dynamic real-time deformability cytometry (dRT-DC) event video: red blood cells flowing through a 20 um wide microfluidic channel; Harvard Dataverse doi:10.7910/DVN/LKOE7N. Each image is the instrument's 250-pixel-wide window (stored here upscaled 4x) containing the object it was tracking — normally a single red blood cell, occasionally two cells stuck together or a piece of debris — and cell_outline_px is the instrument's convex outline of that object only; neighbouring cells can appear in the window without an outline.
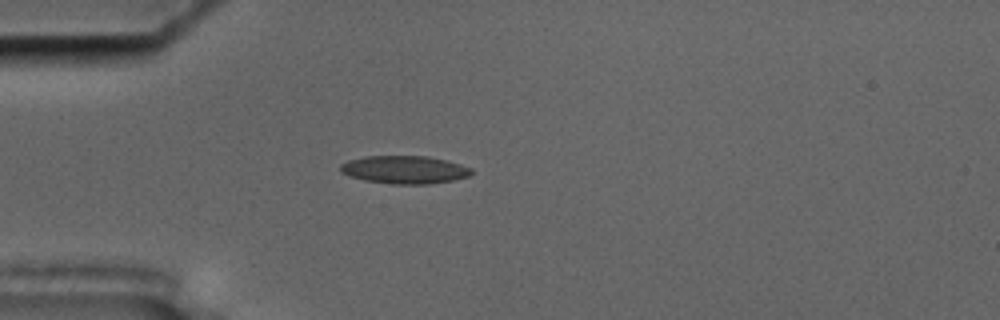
{"species": "common noctule bat (a hibernating species)", "species_latin": "Nyctalus noctula", "temperature_condition": "cold", "stored_images_in_passage": 44, "camera_frame_rate_fps": 3000, "um_per_image_px": 0.085, "animal": {"sex": "male", "body_mass_g": 17.5, "forearm_length_mm": 52.3}, "frame": {"image": 1, "passage_image": 4, "time_ms": 1.0, "image_size_px": [1000, 320], "cell_outline_px": [[472, 172], [468, 176], [452, 180], [428, 184], [392, 184], [364, 180], [340, 172], [340, 164], [348, 160], [364, 156], [428, 156], [460, 164], [472, 168]], "centroid_in_image_um": [34.36, 14.42], "position_along_channel_um": 50.6, "area_um2": 21.21}}
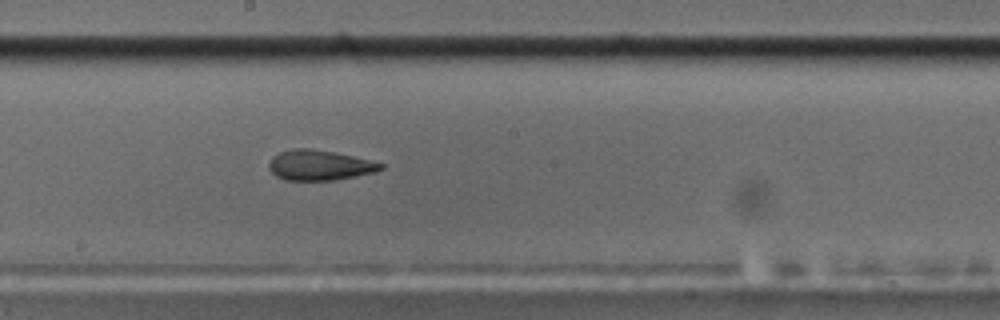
{"frame": {"image": 2, "passage_image": 19, "time_ms": 6.0, "image_size_px": [1000, 320], "cell_outline_px": [[384, 168], [376, 172], [336, 180], [284, 180], [276, 176], [268, 168], [268, 164], [272, 156], [280, 152], [292, 148], [308, 148], [332, 152], [352, 156], [384, 164]], "centroid_in_image_um": [27.13, 14.05], "position_along_channel_um": 221.1, "area_um2": 19.65}}
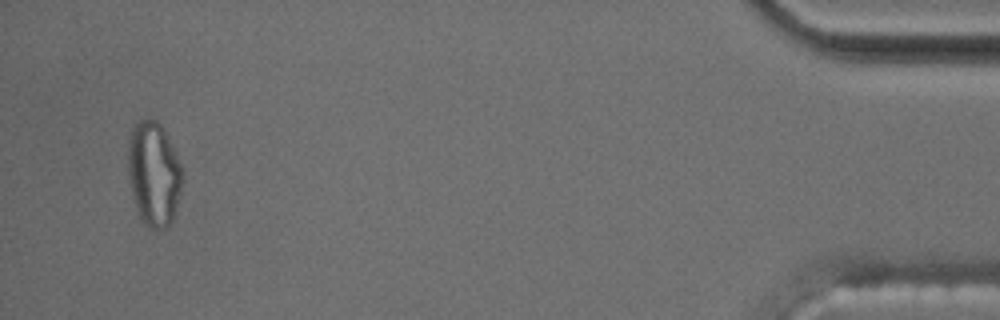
{"frame": {"image": 3, "passage_image": 42, "time_ms": 13.667, "image_size_px": [1000, 320], "cell_outline_px": [[184, 176], [180, 192], [172, 220], [164, 228], [148, 228], [140, 220], [132, 196], [128, 180], [128, 136], [132, 128], [140, 120], [156, 120], [164, 128], [176, 152], [184, 172]], "centroid_in_image_um": [13.06, 14.76], "position_along_channel_um": 422.1, "area_um2": 33.41}, "authors_computed_cell_mechanics": {"area_um2": 21.0103, "velocity_mm_per_s": 3.639, "shape_relaxation_time_tau1_ms": null, "shape_relaxation_time_tau2_ms": 2.4902, "deformation_change_tau1": null, "deformation_change_tau2": 0.103}}